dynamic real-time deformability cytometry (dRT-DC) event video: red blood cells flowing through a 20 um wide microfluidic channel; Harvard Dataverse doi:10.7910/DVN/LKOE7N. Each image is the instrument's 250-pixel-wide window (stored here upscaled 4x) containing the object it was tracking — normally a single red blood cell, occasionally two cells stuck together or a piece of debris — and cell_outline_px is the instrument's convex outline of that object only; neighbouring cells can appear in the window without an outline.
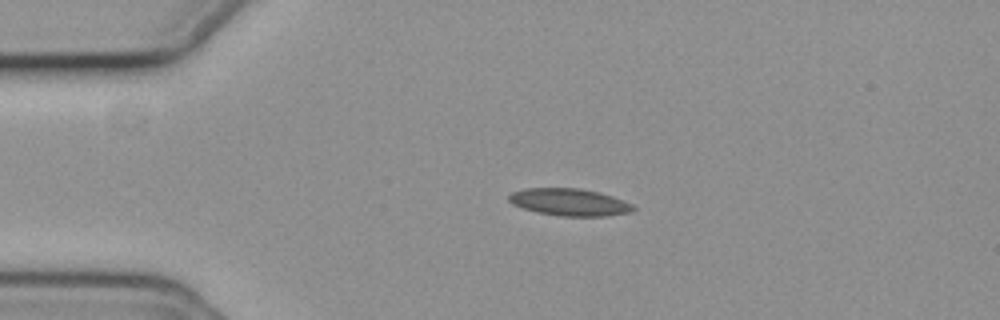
{"species": "common noctule bat (a hibernating species)", "species_latin": "Nyctalus noctula", "temperature_condition": "cold", "stored_images_in_passage": 44, "camera_frame_rate_fps": 3000, "um_per_image_px": 0.085, "animal": {"sex": "female", "body_mass_g": 19.3, "forearm_length_mm": 54.1}, "frame": {"image": 1, "passage_image": 1, "time_ms": 0.0, "image_size_px": [1000, 320], "cell_outline_px": [[636, 208], [628, 212], [608, 216], [560, 216], [536, 212], [512, 204], [508, 200], [508, 196], [512, 192], [524, 188], [580, 188], [600, 192], [612, 196], [632, 204]], "centroid_in_image_um": [48.38, 17.18], "position_along_channel_um": 36.6, "area_um2": 19.71}}
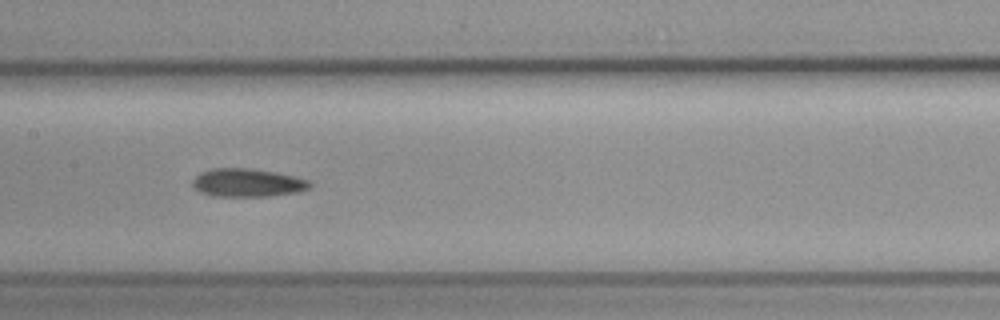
{"frame": {"image": 2, "passage_image": 16, "time_ms": 5.0, "image_size_px": [1000, 320], "cell_outline_px": [[312, 184], [308, 188], [296, 192], [268, 196], [212, 196], [200, 192], [192, 184], [192, 180], [200, 172], [212, 168], [248, 168], [276, 172], [308, 180]], "centroid_in_image_um": [20.99, 15.53], "position_along_channel_um": 186.4, "area_um2": 19.13}}
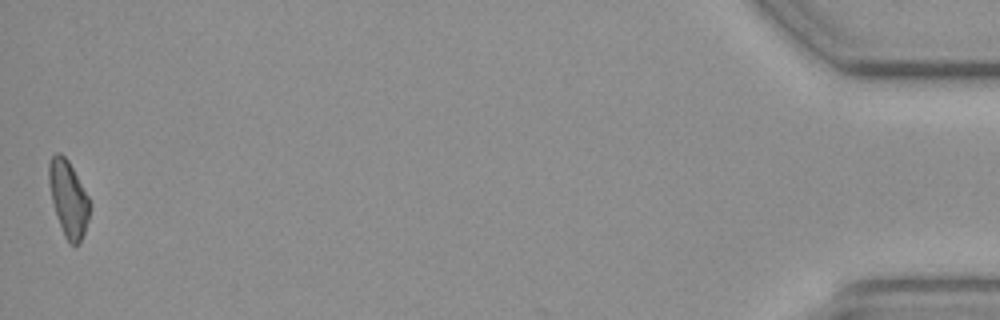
{"frame": {"image": 3, "passage_image": 44, "time_ms": 14.333, "image_size_px": [1000, 320], "cell_outline_px": [[88, 220], [80, 244], [68, 244], [64, 236], [52, 200], [48, 180], [48, 164], [52, 156], [56, 152], [60, 152], [68, 160], [88, 196]], "centroid_in_image_um": [5.79, 16.87], "position_along_channel_um": 429.4, "area_um2": 17.69}, "authors_computed_cell_mechanics": {"area_um2": 18.8428, "velocity_mm_per_s": 3.712, "shape_relaxation_time_tau1_ms": 5.6998, "shape_relaxation_time_tau2_ms": null, "deformation_change_tau1": 0.1286, "deformation_change_tau2": null}}